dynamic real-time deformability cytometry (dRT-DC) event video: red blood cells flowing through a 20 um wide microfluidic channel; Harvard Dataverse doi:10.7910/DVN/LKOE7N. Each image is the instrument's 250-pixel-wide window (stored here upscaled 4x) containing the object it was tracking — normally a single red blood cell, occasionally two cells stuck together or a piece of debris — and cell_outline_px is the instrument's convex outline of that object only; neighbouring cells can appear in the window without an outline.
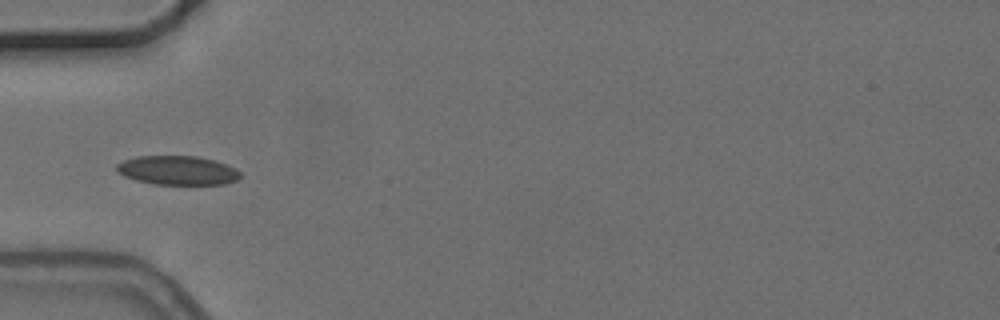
{"species": "common noctule bat (a hibernating species)", "species_latin": "Nyctalus noctula", "temperature_condition": "cold", "stored_images_in_passage": 5, "camera_frame_rate_fps": 3000, "um_per_image_px": 0.085, "animal": {"sex": "female", "body_mass_g": 24.6, "forearm_length_mm": 56.2}, "frame": {"image": 1, "passage_image": 4, "time_ms": 3.667, "image_size_px": [1000, 320], "cell_outline_px": [[240, 176], [236, 180], [224, 184], [152, 184], [136, 180], [124, 176], [116, 172], [116, 164], [124, 160], [136, 156], [196, 156], [212, 160], [236, 168], [240, 172]], "centroid_in_image_um": [15.04, 14.48], "position_along_channel_um": 70.0, "area_um2": 20.87}}